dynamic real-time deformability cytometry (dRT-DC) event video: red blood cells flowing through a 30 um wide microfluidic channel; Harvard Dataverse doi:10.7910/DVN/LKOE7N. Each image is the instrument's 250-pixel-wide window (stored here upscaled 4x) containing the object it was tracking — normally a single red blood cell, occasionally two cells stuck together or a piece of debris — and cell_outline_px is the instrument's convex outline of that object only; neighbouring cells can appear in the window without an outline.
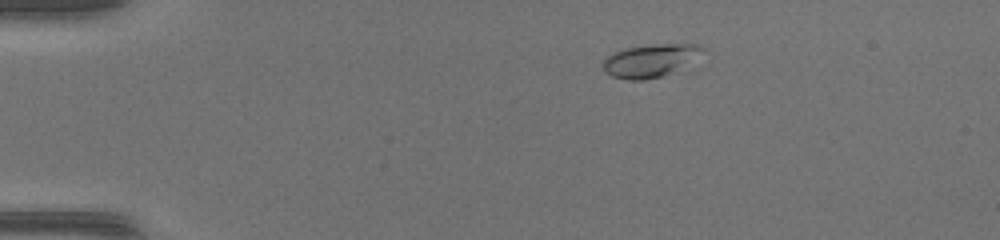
{"species": "common noctule bat (a hibernating species)", "species_latin": "Nyctalus noctula", "temperature_condition": "warm", "stored_images_in_passage": 42, "camera_frame_rate_fps": 3000, "um_per_image_px": 0.085, "animal": {"sex": "female", "body_mass_g": 17.0, "forearm_length_mm": 48.0}, "frame": {"image": 1, "passage_image": 1, "time_ms": 0.0, "image_size_px": [1000, 240], "cell_outline_px": [[704, 48], [672, 72], [664, 76], [644, 80], [628, 80], [612, 76], [604, 72], [604, 60], [612, 52], [624, 48], [660, 44], [696, 44]], "centroid_in_image_um": [55.13, 5.16], "position_along_channel_um": 29.9, "area_um2": 18.32}}
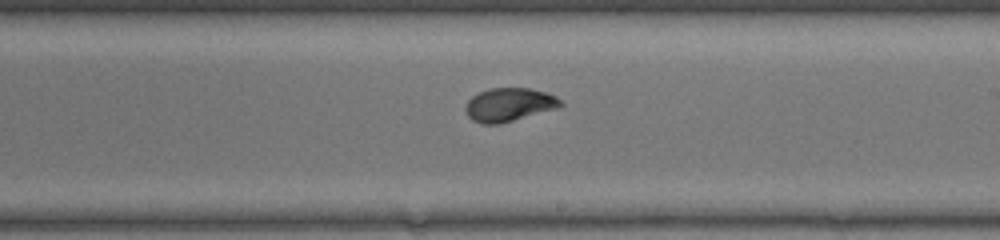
{"frame": {"image": 2, "passage_image": 22, "time_ms": 7.0, "image_size_px": [1000, 240], "cell_outline_px": [[564, 104], [560, 108], [500, 124], [484, 124], [472, 120], [468, 116], [464, 108], [468, 100], [472, 96], [488, 88], [528, 88], [544, 92], [556, 96]], "centroid_in_image_um": [43.28, 8.91], "position_along_channel_um": 245.7, "area_um2": 18.67}}
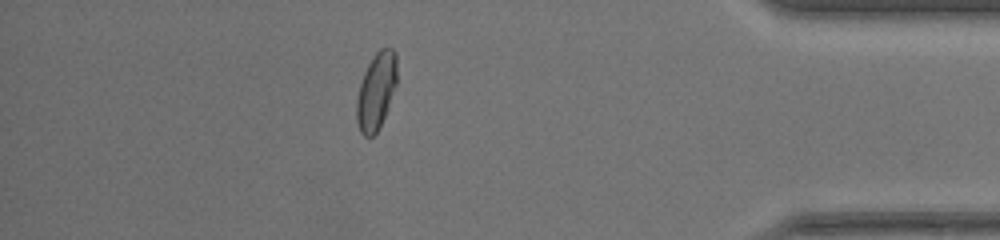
{"frame": {"image": 3, "passage_image": 36, "time_ms": 11.667, "image_size_px": [1000, 240], "cell_outline_px": [[396, 84], [384, 116], [376, 132], [372, 136], [364, 136], [360, 132], [356, 120], [356, 100], [360, 84], [364, 72], [372, 56], [380, 48], [392, 48], [396, 52]], "centroid_in_image_um": [31.95, 7.72], "position_along_channel_um": 403.2, "area_um2": 17.86}, "authors_computed_cell_mechanics": {"area_um2": 18.1492, "velocity_mm_per_s": 4.163, "shape_relaxation_time_tau1_ms": 3.509, "shape_relaxation_time_tau2_ms": 0.6278, "deformation_change_tau1": 0.1822, "deformation_change_tau2": 0.0449}}